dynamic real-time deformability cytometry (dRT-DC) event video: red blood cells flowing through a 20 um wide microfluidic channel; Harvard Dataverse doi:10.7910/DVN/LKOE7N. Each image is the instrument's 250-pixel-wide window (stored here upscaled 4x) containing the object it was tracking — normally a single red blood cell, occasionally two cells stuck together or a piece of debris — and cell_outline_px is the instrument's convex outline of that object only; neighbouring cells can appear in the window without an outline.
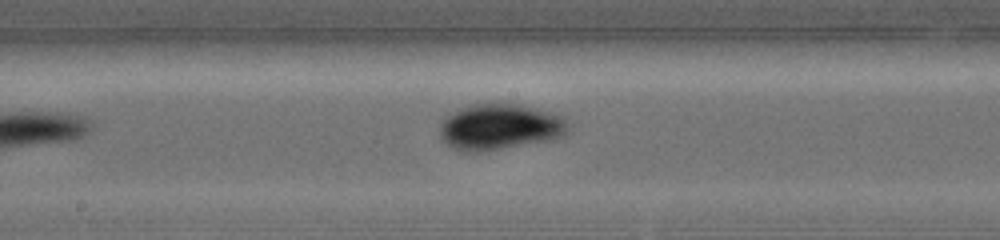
{"species": "common noctule bat (a hibernating species)", "species_latin": "Nyctalus noctula", "temperature_condition": "warm", "stored_images_in_passage": 5, "camera_frame_rate_fps": 5000, "um_per_image_px": 0.085, "animal": {"sex": "female", "body_mass_g": 19.0, "forearm_length_mm": 56.7}, "frame": {"image": 1, "passage_image": 5, "time_ms": 3.6, "image_size_px": [1000, 240], "cell_outline_px": [[568, 132], [564, 136], [552, 140], [484, 152], [460, 152], [452, 148], [440, 136], [440, 124], [448, 116], [460, 108], [472, 104], [512, 104], [532, 108], [548, 112], [564, 120], [568, 124]], "centroid_in_image_um": [42.45, 10.83], "position_along_channel_um": 205.7, "area_um2": 34.04}}